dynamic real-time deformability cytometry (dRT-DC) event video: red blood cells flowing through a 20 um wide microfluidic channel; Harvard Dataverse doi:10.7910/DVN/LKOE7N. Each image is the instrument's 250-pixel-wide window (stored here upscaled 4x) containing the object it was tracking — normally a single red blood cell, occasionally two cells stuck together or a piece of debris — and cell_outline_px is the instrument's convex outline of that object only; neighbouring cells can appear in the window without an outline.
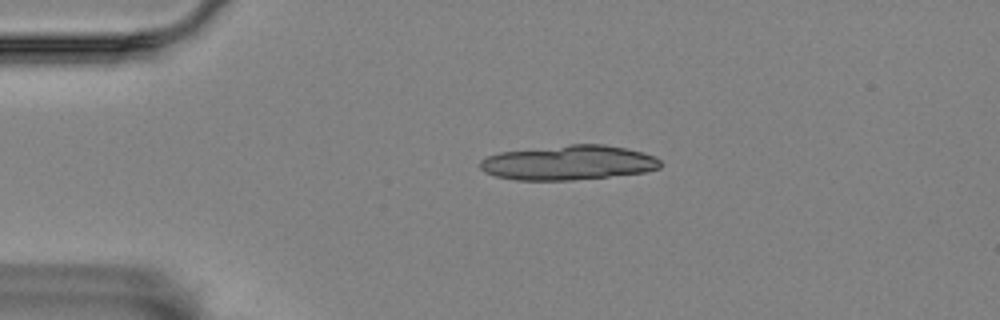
{"species": "Egyptian fruit bat (a non-hibernating species)", "species_latin": "Rousettus aegyptiacus", "temperature_condition": "room temperature", "stored_images_in_passage": 3, "segment_of_instrument_passage": [1, 2], "camera_frame_rate_fps": 3000, "um_per_image_px": 0.085, "animal": {"sex": "female"}, "frame": {"image": 1, "passage_image": 1, "time_ms": 0.0, "image_size_px": [1000, 320], "cell_outline_px": [[660, 168], [644, 172], [572, 180], [516, 180], [496, 176], [484, 172], [480, 168], [480, 160], [488, 156], [500, 152], [568, 144], [604, 144], [644, 152], [660, 160]], "centroid_in_image_um": [48.29, 13.82], "position_along_channel_um": 36.7, "area_um2": 36.3}}